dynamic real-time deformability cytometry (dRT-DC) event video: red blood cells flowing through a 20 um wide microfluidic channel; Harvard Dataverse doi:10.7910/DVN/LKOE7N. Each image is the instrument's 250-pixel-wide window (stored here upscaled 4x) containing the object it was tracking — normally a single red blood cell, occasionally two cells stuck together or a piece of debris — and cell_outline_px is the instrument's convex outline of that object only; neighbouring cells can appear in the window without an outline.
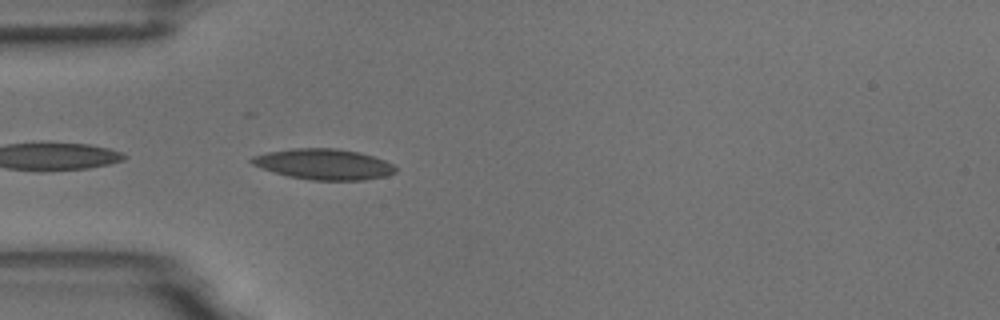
{"species": "common noctule bat (a hibernating species)", "species_latin": "Nyctalus noctula", "temperature_condition": "room temperature", "stored_images_in_passage": 35, "camera_frame_rate_fps": 3000, "um_per_image_px": 0.085, "animal": {"sex": "male", "body_mass_g": 18.8}, "frame": {"image": 1, "passage_image": 1, "time_ms": 0.0, "image_size_px": [1000, 320], "cell_outline_px": [[396, 172], [388, 176], [364, 180], [312, 180], [288, 176], [252, 164], [248, 160], [252, 156], [268, 152], [292, 148], [336, 148], [360, 152], [384, 160], [392, 164], [396, 168]], "centroid_in_image_um": [27.55, 13.95], "position_along_channel_um": 57.5, "area_um2": 25.66}, "authors_computed_cell_mechanics": {"area_um2": 23.3512, "velocity_mm_per_s": 3.7149, "shape_relaxation_time_tau1_ms": null, "shape_relaxation_time_tau2_ms": 2.8696, "deformation_change_tau1": null, "deformation_change_tau2": 0.1138}}